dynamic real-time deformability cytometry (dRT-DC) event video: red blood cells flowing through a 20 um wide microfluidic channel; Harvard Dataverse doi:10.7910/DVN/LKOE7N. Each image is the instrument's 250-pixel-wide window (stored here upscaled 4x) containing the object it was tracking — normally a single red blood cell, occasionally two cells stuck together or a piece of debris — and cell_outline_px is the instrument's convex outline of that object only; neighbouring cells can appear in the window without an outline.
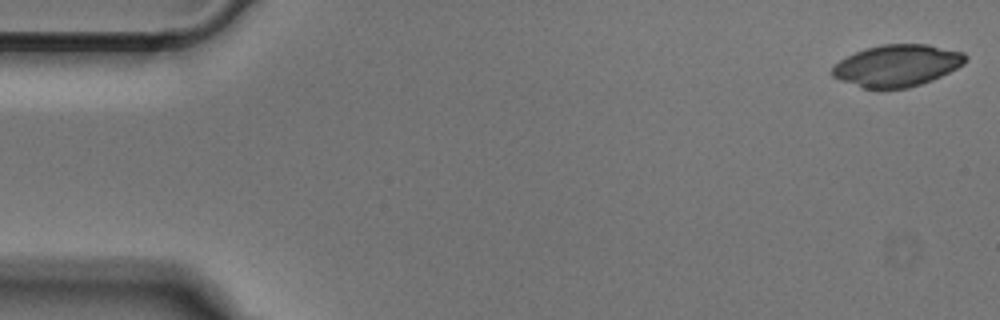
{"species": "Egyptian fruit bat (a non-hibernating species)", "species_latin": "Rousettus aegyptiacus", "temperature_condition": "cold", "stored_images_in_passage": 51, "camera_frame_rate_fps": 3000, "um_per_image_px": 0.085, "animal": {"sex": "male"}, "frame": {"image": 1, "passage_image": 1, "time_ms": 0.0, "image_size_px": [1000, 320], "cell_outline_px": [[968, 60], [964, 64], [932, 80], [908, 88], [864, 88], [840, 80], [832, 76], [832, 68], [840, 60], [864, 48], [884, 44], [928, 44], [964, 52], [968, 56]], "centroid_in_image_um": [76.28, 5.56], "position_along_channel_um": 8.7, "area_um2": 32.31}}
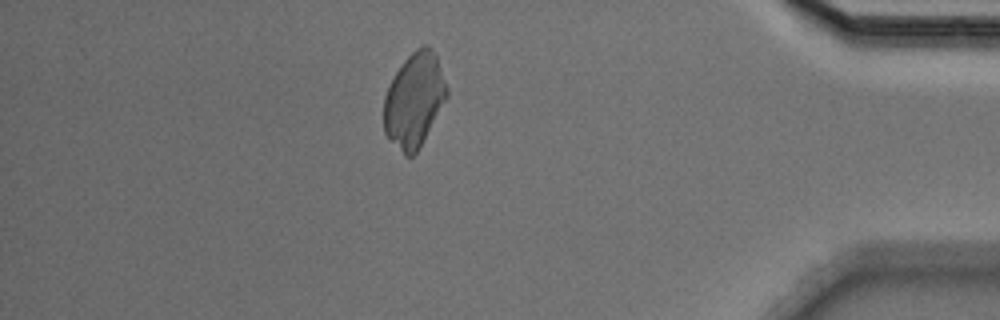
{"frame": {"image": 2, "passage_image": 44, "time_ms": 14.333, "image_size_px": [1000, 320], "cell_outline_px": [[448, 96], [416, 152], [412, 156], [404, 156], [388, 140], [384, 132], [384, 96], [392, 76], [404, 60], [416, 48], [424, 44], [428, 44], [432, 48], [436, 56], [448, 88]], "centroid_in_image_um": [35.18, 8.49], "position_along_channel_um": 400.0, "area_um2": 34.62}}